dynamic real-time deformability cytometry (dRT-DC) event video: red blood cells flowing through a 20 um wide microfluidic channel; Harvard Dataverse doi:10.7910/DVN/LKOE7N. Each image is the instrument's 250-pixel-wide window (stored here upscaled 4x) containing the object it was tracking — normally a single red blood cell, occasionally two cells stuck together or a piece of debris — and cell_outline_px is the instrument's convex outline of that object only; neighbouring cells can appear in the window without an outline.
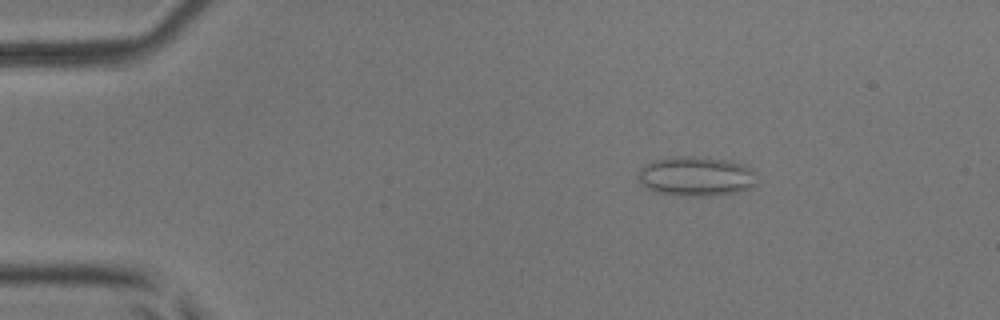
{"species": "common noctule bat (a hibernating species)", "species_latin": "Nyctalus noctula", "temperature_condition": "room temperature", "stored_images_in_passage": 5, "camera_frame_rate_fps": 3000, "um_per_image_px": 0.085, "animal": {"sex": "male", "body_mass_g": 17.9, "forearm_length_mm": 54.2}, "frame": {"image": 1, "passage_image": 3, "time_ms": 0.667, "image_size_px": [1000, 320], "cell_outline_px": [[756, 184], [748, 188], [736, 192], [704, 196], [688, 196], [660, 192], [648, 188], [640, 180], [640, 168], [644, 164], [652, 160], [680, 156], [696, 156], [724, 160], [744, 164], [752, 168], [756, 172]], "centroid_in_image_um": [59.21, 14.97], "position_along_channel_um": 25.8, "area_um2": 27.05}}